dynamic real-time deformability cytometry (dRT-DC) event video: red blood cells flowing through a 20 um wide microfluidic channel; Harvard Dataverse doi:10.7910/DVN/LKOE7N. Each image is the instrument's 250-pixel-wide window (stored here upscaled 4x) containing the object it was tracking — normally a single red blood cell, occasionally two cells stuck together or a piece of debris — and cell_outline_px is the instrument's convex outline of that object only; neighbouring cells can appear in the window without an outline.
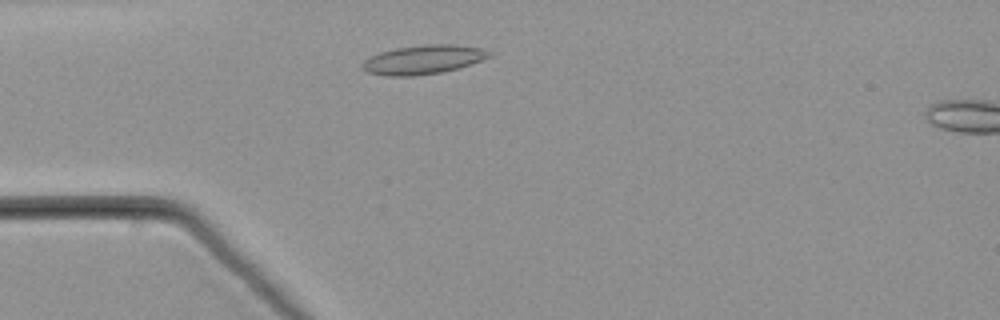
{"species": "common noctule bat (a hibernating species)", "species_latin": "Nyctalus noctula", "temperature_condition": "warm", "stored_images_in_passage": 44, "camera_frame_rate_fps": 3000, "um_per_image_px": 0.085, "animal": {"sex": "male", "body_mass_g": 21.5, "forearm_length_mm": 52.0}, "frame": {"image": 1, "passage_image": 5, "time_ms": 1.333, "image_size_px": [1000, 320], "cell_outline_px": [[492, 56], [456, 68], [440, 72], [412, 76], [388, 76], [368, 72], [360, 68], [360, 64], [364, 60], [380, 52], [396, 48], [424, 44], [456, 44], [480, 48], [492, 52]], "centroid_in_image_um": [35.94, 5.06], "position_along_channel_um": 49.1, "area_um2": 21.27}}
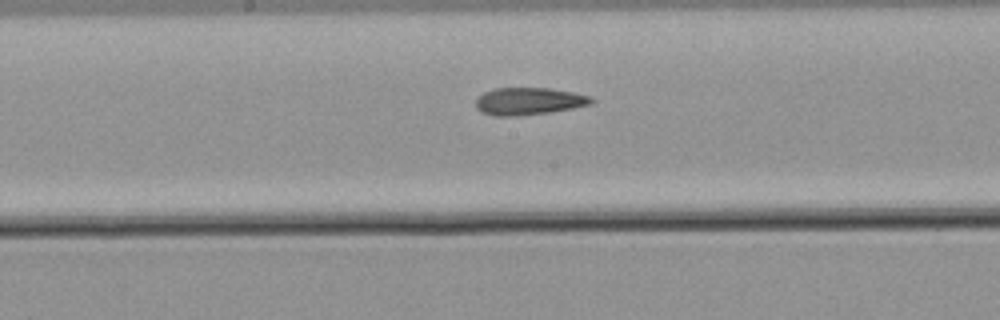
{"frame": {"image": 2, "passage_image": 18, "time_ms": 5.667, "image_size_px": [1000, 320], "cell_outline_px": [[596, 100], [592, 104], [572, 108], [548, 112], [508, 116], [496, 116], [484, 112], [476, 108], [476, 100], [484, 92], [492, 88], [548, 88], [572, 92], [592, 96]], "centroid_in_image_um": [44.98, 8.59], "position_along_channel_um": 203.2, "area_um2": 18.21}}
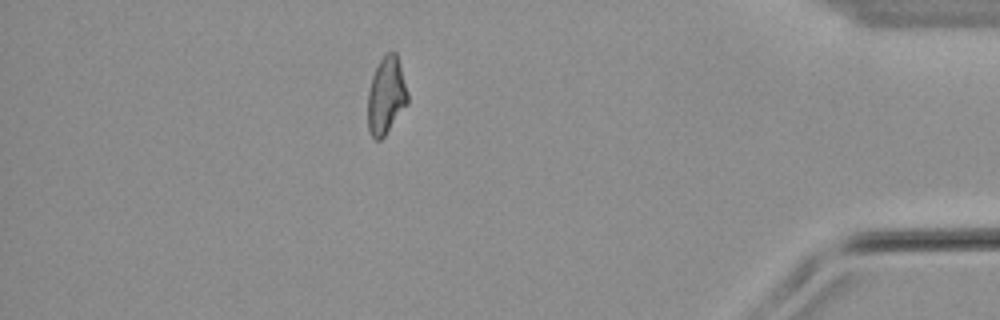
{"frame": {"image": 3, "passage_image": 37, "time_ms": 12.0, "image_size_px": [1000, 320], "cell_outline_px": [[408, 104], [384, 136], [380, 140], [376, 140], [372, 136], [368, 128], [368, 92], [372, 76], [380, 60], [388, 52], [396, 52], [400, 64], [408, 92]], "centroid_in_image_um": [32.83, 8.14], "position_along_channel_um": 402.4, "area_um2": 17.86}}